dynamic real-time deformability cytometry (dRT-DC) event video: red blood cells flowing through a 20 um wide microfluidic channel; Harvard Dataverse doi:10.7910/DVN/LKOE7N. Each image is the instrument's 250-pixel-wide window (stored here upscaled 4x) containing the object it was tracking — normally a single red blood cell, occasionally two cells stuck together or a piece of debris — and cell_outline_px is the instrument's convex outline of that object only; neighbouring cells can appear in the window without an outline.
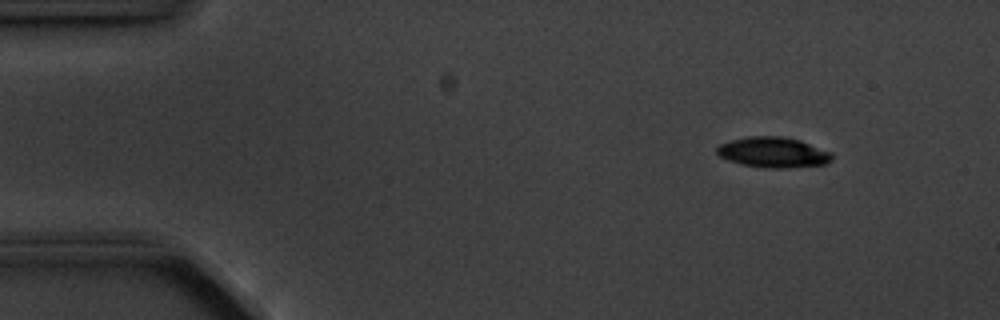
{"species": "common noctule bat (a hibernating species)", "species_latin": "Nyctalus noctula", "temperature_condition": "cold", "stored_images_in_passage": 4, "camera_frame_rate_fps": 3000, "um_per_image_px": 0.085, "animal": {"sex": "male", "body_mass_g": 20.1, "forearm_length_mm": 53.5}, "frame": {"image": 1, "passage_image": 1, "time_ms": 0.0, "image_size_px": [1000, 320], "cell_outline_px": [[832, 160], [824, 164], [788, 168], [768, 168], [740, 164], [728, 160], [720, 156], [716, 152], [716, 148], [720, 144], [732, 140], [748, 136], [784, 136], [800, 140], [832, 152]], "centroid_in_image_um": [65.73, 12.94], "position_along_channel_um": 19.3, "area_um2": 20.46}}